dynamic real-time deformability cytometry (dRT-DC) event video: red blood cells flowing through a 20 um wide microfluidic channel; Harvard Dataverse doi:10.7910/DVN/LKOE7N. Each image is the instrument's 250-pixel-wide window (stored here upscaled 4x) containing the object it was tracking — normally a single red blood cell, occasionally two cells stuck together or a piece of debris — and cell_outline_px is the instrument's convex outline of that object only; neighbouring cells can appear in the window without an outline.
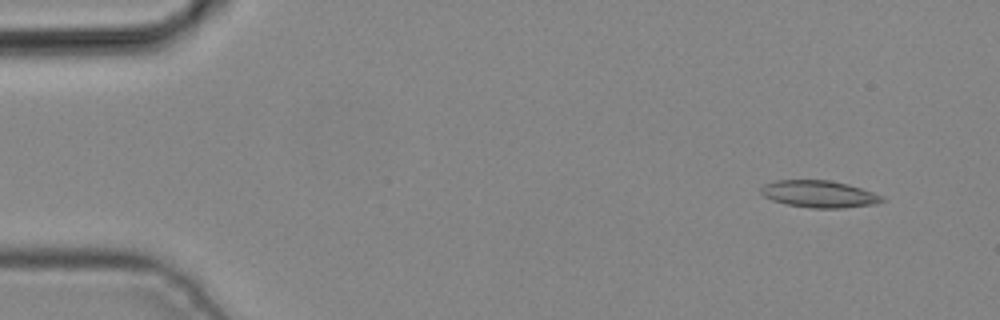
{"species": "common noctule bat (a hibernating species)", "species_latin": "Nyctalus noctula", "temperature_condition": "cold", "stored_images_in_passage": 5, "camera_frame_rate_fps": 3000, "um_per_image_px": 0.085, "animal": {"sex": "male", "body_mass_g": 19.2, "forearm_length_mm": 51.8}, "frame": {"image": 1, "passage_image": 1, "time_ms": 0.0, "image_size_px": [1000, 320], "cell_outline_px": [[884, 200], [876, 204], [844, 208], [812, 208], [788, 204], [772, 200], [764, 196], [760, 192], [760, 188], [764, 184], [776, 180], [828, 180], [848, 184], [884, 196]], "centroid_in_image_um": [69.62, 16.49], "position_along_channel_um": 15.4, "area_um2": 19.02}}
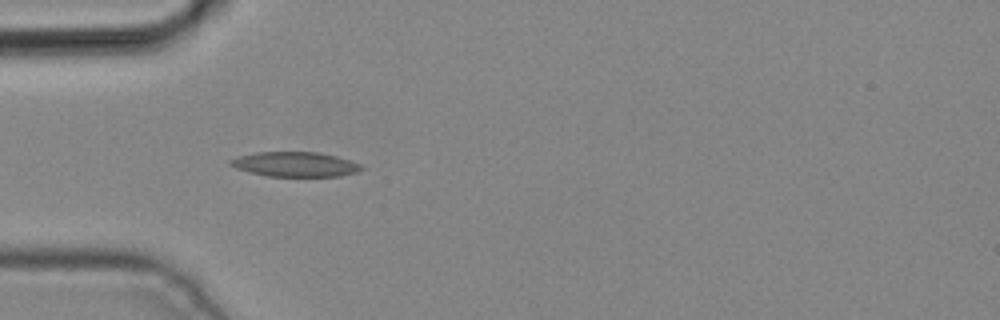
{"frame": {"image": 2, "passage_image": 4, "time_ms": 1.0, "image_size_px": [1000, 320], "cell_outline_px": [[364, 168], [356, 172], [340, 176], [268, 176], [248, 172], [236, 168], [228, 164], [228, 160], [240, 156], [256, 152], [316, 152], [336, 156], [360, 164]], "centroid_in_image_um": [25.05, 13.97], "position_along_channel_um": 60.0, "area_um2": 18.79}}
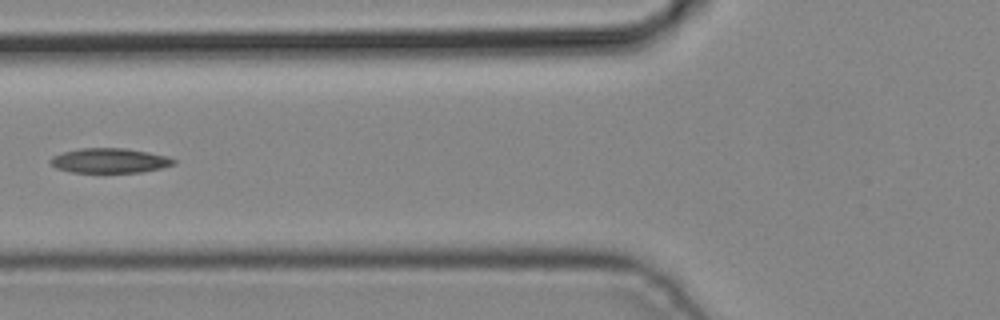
{"frame": {"image": 3, "passage_image": 5, "time_ms": 1.333, "image_size_px": [1000, 320], "cell_outline_px": [[176, 164], [160, 168], [140, 172], [72, 172], [56, 168], [48, 160], [52, 156], [64, 152], [80, 148], [124, 148], [148, 152], [168, 156], [176, 160]], "centroid_in_image_um": [9.32, 13.64], "position_along_channel_um": 116.5, "area_um2": 17.69}}